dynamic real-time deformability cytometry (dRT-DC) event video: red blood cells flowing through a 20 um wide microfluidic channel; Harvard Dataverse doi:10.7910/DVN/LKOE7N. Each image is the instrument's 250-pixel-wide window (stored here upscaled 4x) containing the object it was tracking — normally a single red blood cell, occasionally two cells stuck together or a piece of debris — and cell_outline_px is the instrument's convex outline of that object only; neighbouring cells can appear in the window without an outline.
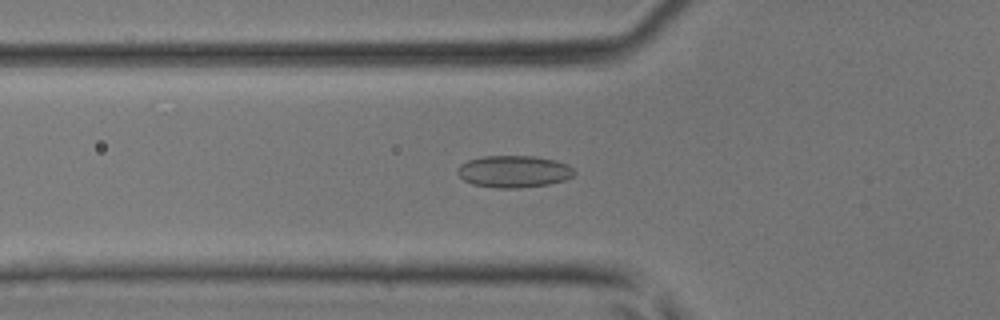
{"species": "common noctule bat (a hibernating species)", "species_latin": "Nyctalus noctula", "temperature_condition": "room temperature", "stored_images_in_passage": 33, "camera_frame_rate_fps": 3000, "um_per_image_px": 0.085, "animal": {"sex": "male", "body_mass_g": 17.9, "forearm_length_mm": 54.2}, "frame": {"image": 1, "passage_image": 4, "time_ms": 1.0, "image_size_px": [1000, 320], "cell_outline_px": [[576, 172], [572, 176], [564, 180], [548, 184], [520, 188], [500, 188], [472, 184], [464, 180], [456, 172], [456, 168], [460, 164], [468, 160], [484, 156], [532, 156], [556, 160], [568, 164]], "centroid_in_image_um": [43.66, 14.57], "position_along_channel_um": 82.1, "area_um2": 21.79}}
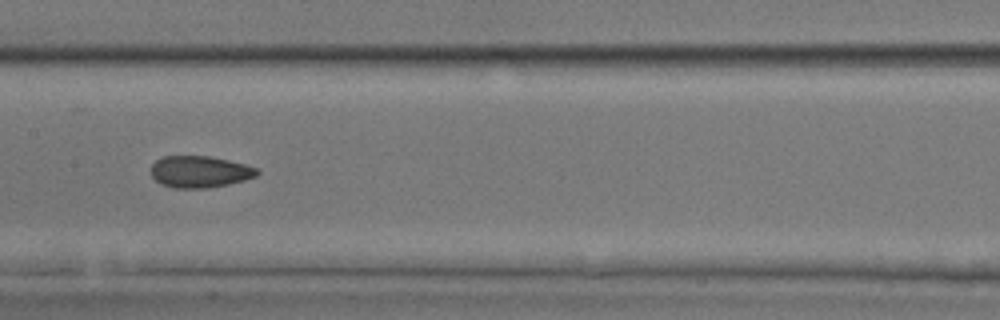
{"frame": {"image": 2, "passage_image": 11, "time_ms": 3.333, "image_size_px": [1000, 320], "cell_outline_px": [[260, 172], [256, 176], [244, 180], [228, 184], [208, 188], [172, 188], [160, 184], [152, 176], [152, 164], [156, 160], [164, 156], [208, 156], [228, 160], [244, 164], [256, 168]], "centroid_in_image_um": [16.96, 14.6], "position_along_channel_um": 190.4, "area_um2": 19.54}}
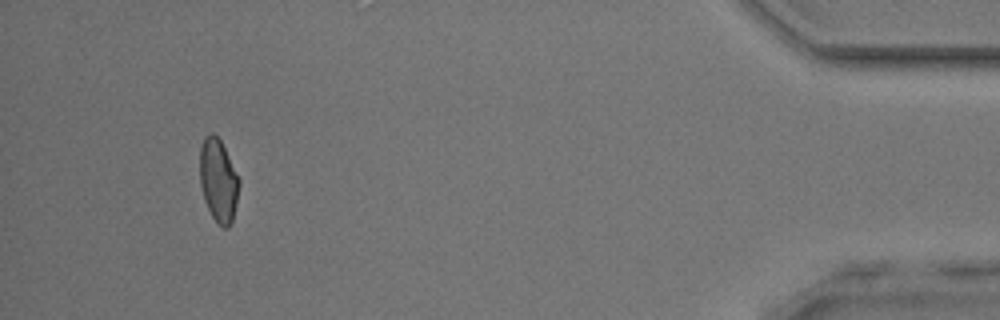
{"frame": {"image": 3, "passage_image": 30, "time_ms": 9.667, "image_size_px": [1000, 320], "cell_outline_px": [[240, 184], [232, 220], [228, 228], [224, 228], [212, 216], [204, 200], [200, 184], [200, 148], [204, 136], [208, 132], [212, 132], [220, 140], [240, 180]], "centroid_in_image_um": [18.54, 15.31], "position_along_channel_um": 416.7, "area_um2": 18.79}}